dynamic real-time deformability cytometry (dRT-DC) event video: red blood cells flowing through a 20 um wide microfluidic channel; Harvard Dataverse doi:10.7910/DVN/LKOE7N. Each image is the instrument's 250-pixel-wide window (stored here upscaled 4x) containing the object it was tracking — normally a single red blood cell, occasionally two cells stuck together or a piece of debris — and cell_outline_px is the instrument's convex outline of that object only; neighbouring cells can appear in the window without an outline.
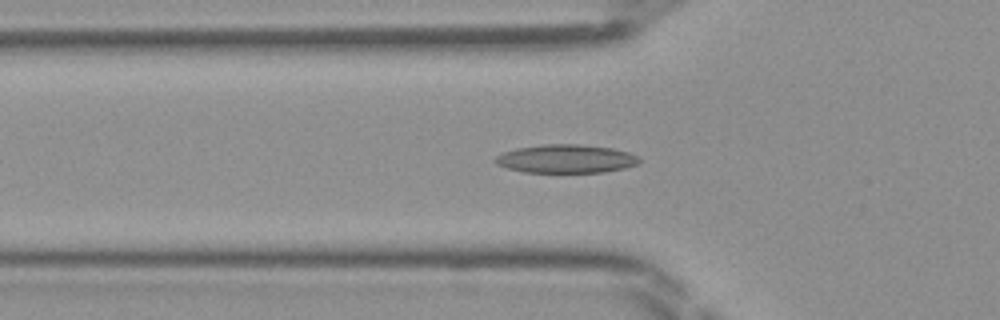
{"species": "Egyptian fruit bat (a non-hibernating species)", "species_latin": "Rousettus aegyptiacus", "temperature_condition": "room temperature", "stored_images_in_passage": 38, "camera_frame_rate_fps": 3000, "um_per_image_px": 0.085, "frame": {"image": 1, "passage_image": 10, "time_ms": 3.0, "image_size_px": [1000, 320], "cell_outline_px": [[640, 160], [636, 164], [624, 168], [604, 172], [524, 172], [508, 168], [496, 164], [492, 160], [496, 156], [504, 152], [516, 148], [544, 144], [580, 144], [612, 148], [628, 152], [636, 156]], "centroid_in_image_um": [48.07, 13.49], "position_along_channel_um": 77.7, "area_um2": 23.76}}
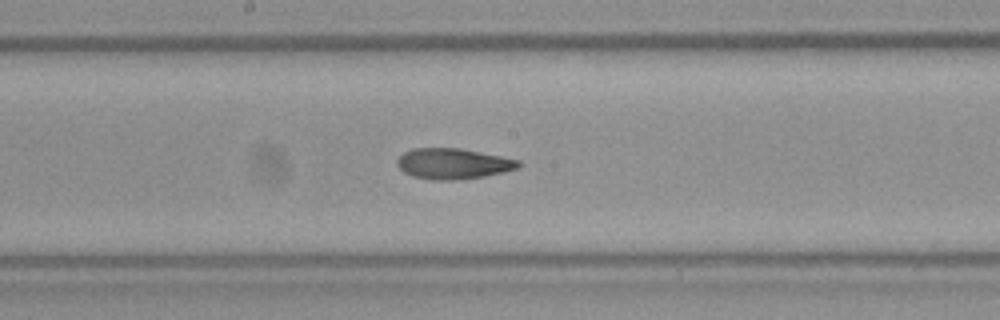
{"frame": {"image": 2, "passage_image": 19, "time_ms": 6.0, "image_size_px": [1000, 320], "cell_outline_px": [[524, 164], [520, 168], [504, 172], [484, 176], [456, 180], [436, 180], [412, 176], [404, 172], [396, 164], [396, 160], [404, 152], [412, 148], [460, 148], [520, 160]], "centroid_in_image_um": [38.54, 13.91], "position_along_channel_um": 209.7, "area_um2": 21.79}}
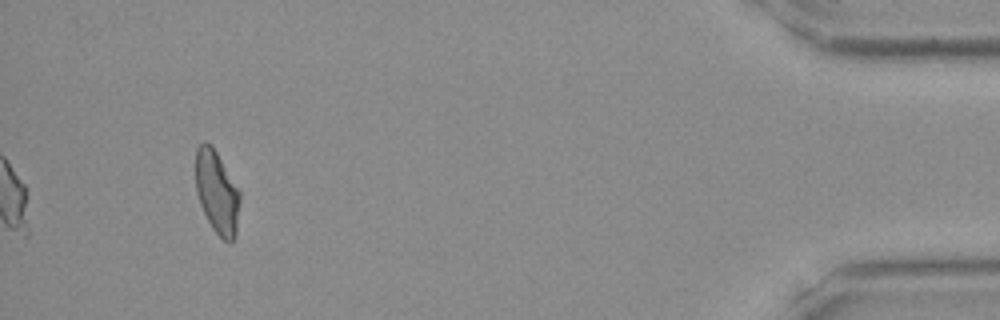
{"frame": {"image": 3, "passage_image": 38, "time_ms": 12.333, "image_size_px": [1000, 320], "cell_outline_px": [[240, 200], [236, 236], [232, 244], [224, 240], [212, 228], [200, 204], [196, 192], [196, 148], [204, 140], [212, 144], [240, 192]], "centroid_in_image_um": [18.44, 16.34], "position_along_channel_um": 416.8, "area_um2": 21.44}}